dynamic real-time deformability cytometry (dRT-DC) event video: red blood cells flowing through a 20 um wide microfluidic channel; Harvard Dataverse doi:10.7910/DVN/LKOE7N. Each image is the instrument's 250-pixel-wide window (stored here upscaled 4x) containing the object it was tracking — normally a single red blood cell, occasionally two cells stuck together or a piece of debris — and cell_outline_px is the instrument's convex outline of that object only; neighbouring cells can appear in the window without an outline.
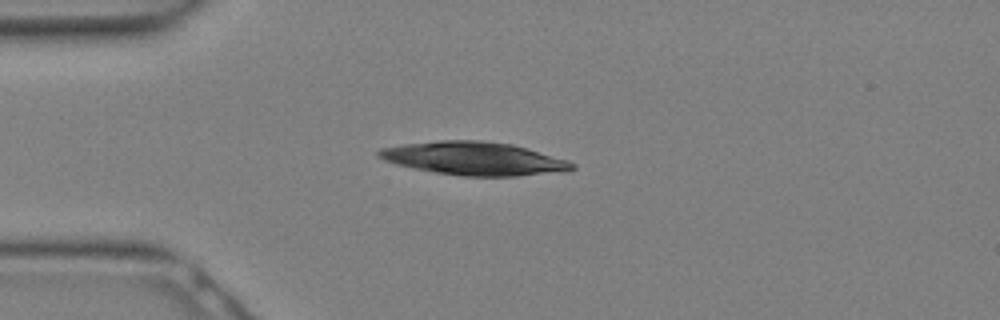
{"species": "Egyptian fruit bat (a non-hibernating species)", "species_latin": "Rousettus aegyptiacus", "temperature_condition": "warm", "stored_images_in_passage": 9, "camera_frame_rate_fps": 3000, "um_per_image_px": 0.085, "animal": {"sex": "female"}, "frame": {"image": 1, "passage_image": 6, "time_ms": 1.667, "image_size_px": [1000, 320], "cell_outline_px": [[576, 168], [516, 176], [464, 176], [436, 172], [412, 168], [396, 164], [384, 160], [376, 156], [376, 152], [380, 148], [404, 144], [440, 140], [480, 140], [512, 144], [528, 148], [568, 160], [576, 164]], "centroid_in_image_um": [40.23, 13.46], "position_along_channel_um": 44.8, "area_um2": 37.11}}